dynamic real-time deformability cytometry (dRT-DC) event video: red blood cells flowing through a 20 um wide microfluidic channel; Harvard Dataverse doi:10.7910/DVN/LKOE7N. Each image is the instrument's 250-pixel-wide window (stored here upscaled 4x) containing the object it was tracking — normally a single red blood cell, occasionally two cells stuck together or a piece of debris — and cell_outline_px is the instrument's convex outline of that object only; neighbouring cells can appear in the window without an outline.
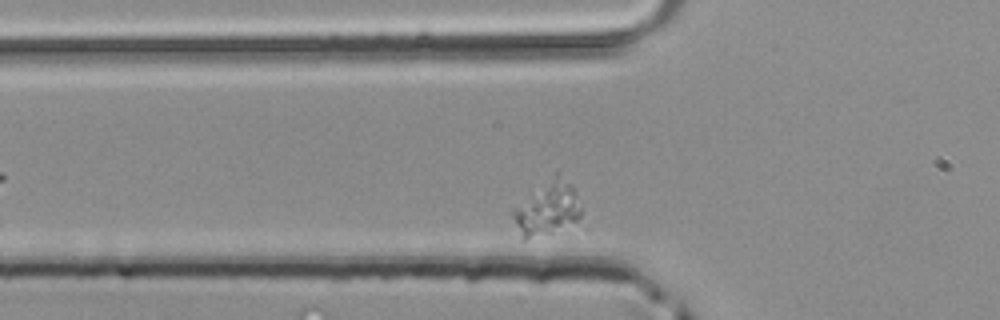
{"species": "common noctule bat (a hibernating species)", "species_latin": "Nyctalus noctula", "temperature_condition": "room temperature", "stored_images_in_passage": 6, "camera_frame_rate_fps": 3000, "um_per_image_px": 0.085, "animal": {"sex": "male", "body_mass_g": 20.4}, "frame": {"image": 1, "passage_image": 6, "time_ms": 1.667, "image_size_px": [1000, 320], "cell_outline_px": [[584, 208], [580, 216], [576, 220], [552, 232], [524, 240], [520, 236], [512, 216], [512, 208], [560, 168], [576, 192]], "centroid_in_image_um": [46.54, 17.65], "position_along_channel_um": 79.3, "area_um2": 21.73}}